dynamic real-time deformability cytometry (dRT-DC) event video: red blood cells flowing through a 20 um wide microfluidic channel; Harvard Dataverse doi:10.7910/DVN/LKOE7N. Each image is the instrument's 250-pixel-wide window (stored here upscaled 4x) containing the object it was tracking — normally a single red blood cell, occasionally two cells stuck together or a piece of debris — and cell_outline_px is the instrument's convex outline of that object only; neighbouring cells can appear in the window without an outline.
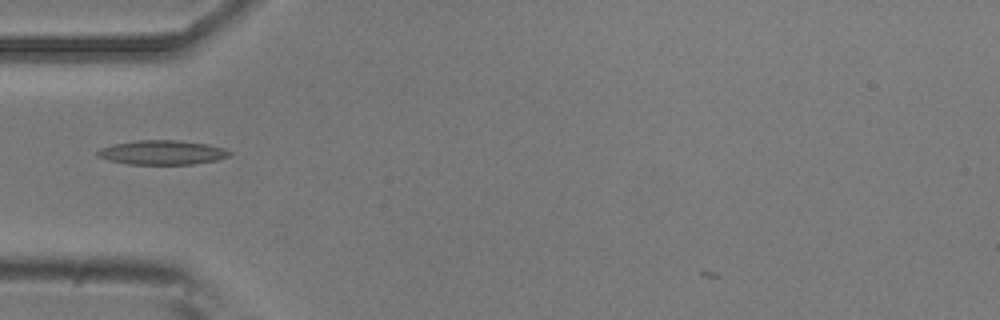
{"species": "common noctule bat (a hibernating species)", "species_latin": "Nyctalus noctula", "temperature_condition": "room temperature", "stored_images_in_passage": 2, "camera_frame_rate_fps": 3000, "um_per_image_px": 0.085, "animal": {"sex": "male", "body_mass_g": 20.5, "forearm_length_mm": 52.5}, "frame": {"image": 1, "passage_image": 1, "time_ms": 0.0, "image_size_px": [1000, 320], "cell_outline_px": [[232, 152], [228, 156], [216, 160], [192, 164], [128, 164], [108, 160], [96, 156], [96, 152], [100, 148], [112, 144], [136, 140], [180, 140], [208, 144], [224, 148]], "centroid_in_image_um": [13.75, 12.95], "position_along_channel_um": 71.2, "area_um2": 18.79}}
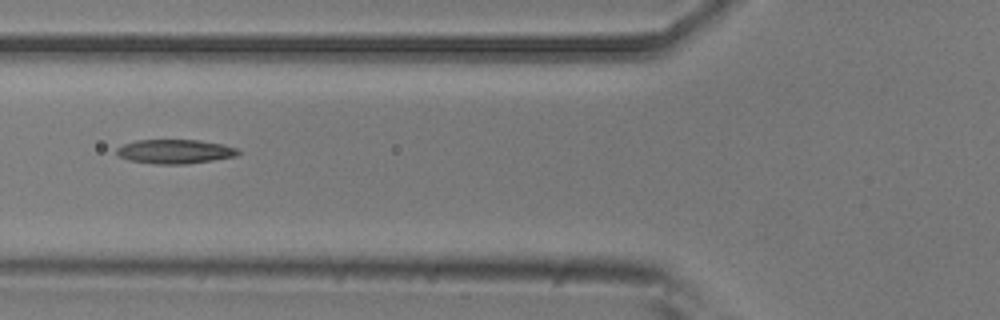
{"frame": {"image": 2, "passage_image": 2, "time_ms": 0.333, "image_size_px": [1000, 320], "cell_outline_px": [[240, 152], [236, 156], [212, 160], [184, 164], [156, 164], [128, 160], [120, 156], [116, 152], [116, 148], [124, 144], [136, 140], [200, 140], [224, 144], [236, 148]], "centroid_in_image_um": [14.87, 12.87], "position_along_channel_um": 110.9, "area_um2": 17.05}}